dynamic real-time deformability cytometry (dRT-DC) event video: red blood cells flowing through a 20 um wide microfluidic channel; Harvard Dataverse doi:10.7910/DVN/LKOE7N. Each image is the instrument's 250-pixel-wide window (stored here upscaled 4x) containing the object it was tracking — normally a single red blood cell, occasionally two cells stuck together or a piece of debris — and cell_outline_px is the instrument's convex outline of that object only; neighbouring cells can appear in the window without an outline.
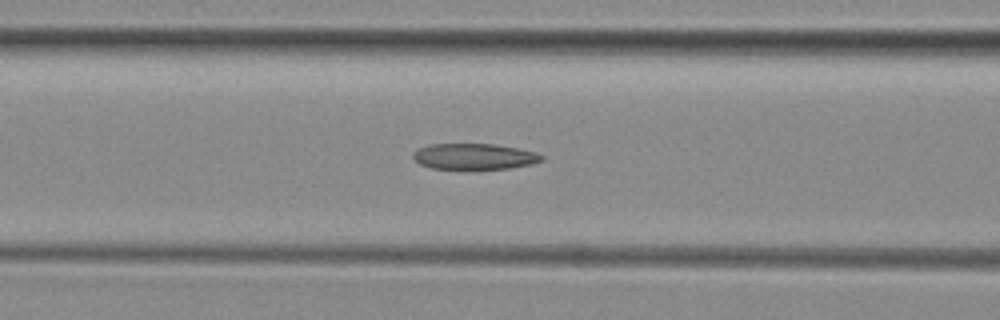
{"species": "common noctule bat (a hibernating species)", "species_latin": "Nyctalus noctula", "temperature_condition": "room temperature", "stored_images_in_passage": 19, "camera_frame_rate_fps": 3000, "um_per_image_px": 0.085, "animal": {"sex": "female", "body_mass_g": 29.2, "forearm_length_mm": 56.3}, "frame": {"image": 1, "passage_image": 16, "time_ms": 5.0, "image_size_px": [1000, 320], "cell_outline_px": [[544, 160], [532, 164], [508, 168], [432, 168], [420, 164], [412, 156], [412, 152], [416, 148], [428, 144], [492, 144], [516, 148], [536, 152], [544, 156]], "centroid_in_image_um": [40.29, 13.28], "position_along_channel_um": 126.3, "area_um2": 19.25}}